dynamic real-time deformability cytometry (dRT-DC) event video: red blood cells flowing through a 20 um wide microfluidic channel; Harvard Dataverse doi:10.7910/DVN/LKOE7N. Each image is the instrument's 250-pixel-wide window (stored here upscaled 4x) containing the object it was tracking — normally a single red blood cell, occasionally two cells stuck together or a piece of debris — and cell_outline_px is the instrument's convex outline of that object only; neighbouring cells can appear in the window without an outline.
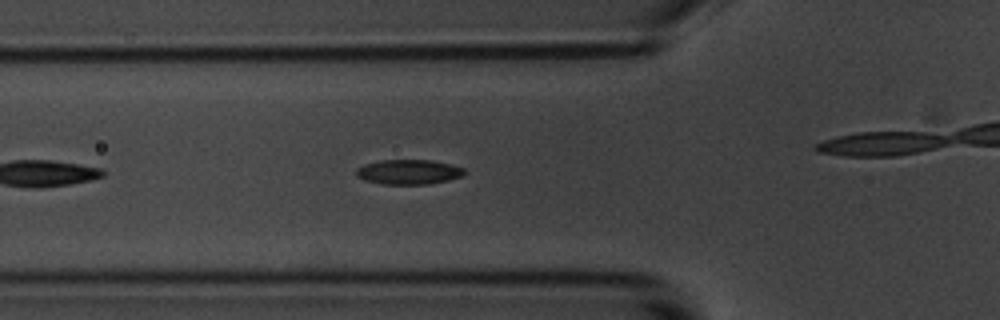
{"species": "common noctule bat (a hibernating species)", "species_latin": "Nyctalus noctula", "temperature_condition": "room temperature", "stored_images_in_passage": 23, "camera_frame_rate_fps": 3000, "um_per_image_px": 0.085, "animal": {"sex": "male", "body_mass_g": 20.1, "forearm_length_mm": 53.5}, "frame": {"image": 1, "passage_image": 7, "time_ms": 2.0, "image_size_px": [1000, 320], "cell_outline_px": [[468, 172], [464, 176], [448, 180], [428, 184], [380, 184], [364, 180], [356, 176], [356, 168], [364, 164], [380, 160], [432, 160], [452, 164], [464, 168]], "centroid_in_image_um": [34.76, 14.61], "position_along_channel_um": 91.0, "area_um2": 15.9}}
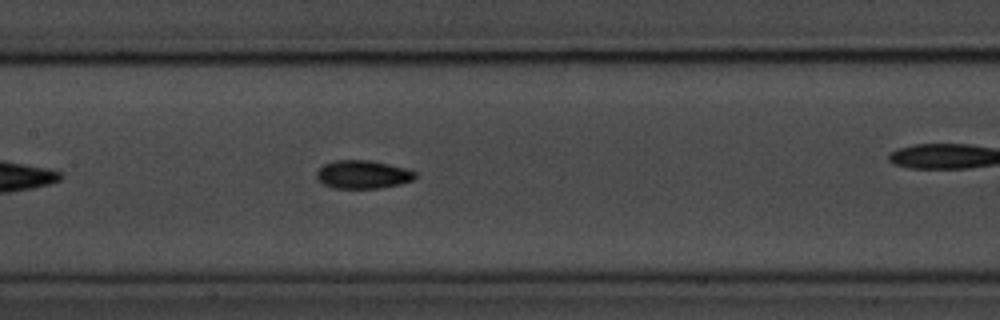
{"frame": {"image": 2, "passage_image": 14, "time_ms": 4.333, "image_size_px": [1000, 320], "cell_outline_px": [[416, 176], [412, 180], [400, 184], [380, 188], [332, 188], [324, 184], [316, 176], [316, 172], [324, 164], [336, 160], [372, 160], [404, 168], [416, 172]], "centroid_in_image_um": [30.83, 14.83], "position_along_channel_um": 176.6, "area_um2": 16.13}}